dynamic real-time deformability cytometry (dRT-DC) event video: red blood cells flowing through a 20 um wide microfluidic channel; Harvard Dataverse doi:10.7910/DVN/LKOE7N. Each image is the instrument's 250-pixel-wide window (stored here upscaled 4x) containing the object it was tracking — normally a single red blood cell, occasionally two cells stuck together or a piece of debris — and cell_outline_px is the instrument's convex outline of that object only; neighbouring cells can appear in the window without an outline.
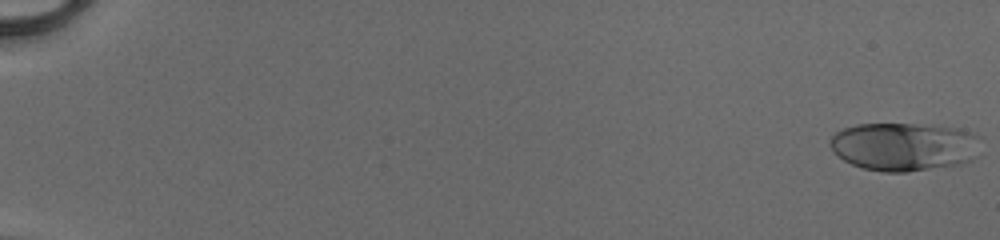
{"species": "human", "species_latin": "Homo sapiens", "temperature_condition": "cold", "stored_images_in_passage": 52, "camera_frame_rate_fps": 3000, "um_per_image_px": 0.085, "donor": {"sex": "male"}, "frame": {"image": 1, "passage_image": 1, "time_ms": 0.0, "image_size_px": [1000, 240], "cell_outline_px": [[980, 156], [972, 160], [956, 164], [908, 172], [884, 172], [864, 168], [852, 164], [844, 160], [832, 152], [828, 144], [832, 136], [836, 132], [844, 128], [856, 124], [912, 124], [960, 128], [980, 136]], "centroid_in_image_um": [76.86, 12.46], "position_along_channel_um": 8.1, "area_um2": 42.77}}
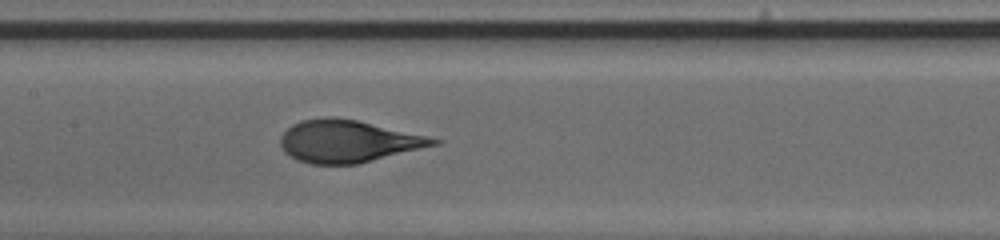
{"frame": {"image": 2, "passage_image": 28, "time_ms": 9.0, "image_size_px": [1000, 240], "cell_outline_px": [[444, 140], [440, 144], [360, 164], [312, 164], [296, 160], [284, 152], [280, 144], [280, 136], [292, 124], [300, 120], [324, 116], [336, 116], [356, 120], [428, 136]], "centroid_in_image_um": [29.58, 12.0], "position_along_channel_um": 177.8, "area_um2": 38.09}}
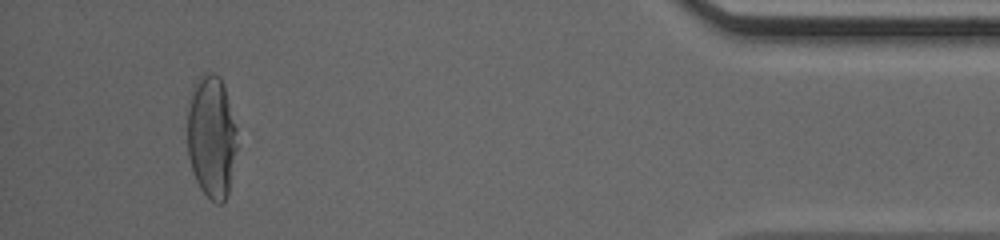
{"frame": {"image": 3, "passage_image": 49, "time_ms": 16.0, "image_size_px": [1000, 240], "cell_outline_px": [[236, 148], [228, 196], [224, 204], [216, 204], [200, 188], [192, 172], [188, 156], [188, 108], [192, 84], [196, 76], [204, 72], [212, 72], [220, 76], [224, 84], [236, 128]], "centroid_in_image_um": [17.96, 11.59], "position_along_channel_um": 417.2, "area_um2": 36.01}}